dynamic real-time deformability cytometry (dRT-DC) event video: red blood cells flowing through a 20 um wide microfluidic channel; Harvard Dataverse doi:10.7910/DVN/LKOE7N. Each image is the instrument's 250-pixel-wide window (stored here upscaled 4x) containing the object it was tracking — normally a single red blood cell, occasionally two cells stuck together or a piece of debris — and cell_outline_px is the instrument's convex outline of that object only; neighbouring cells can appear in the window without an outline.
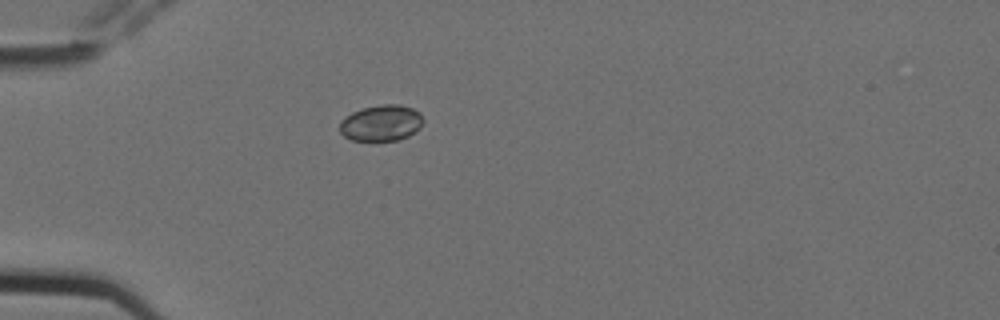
{"species": "Egyptian fruit bat (a non-hibernating species)", "species_latin": "Rousettus aegyptiacus", "temperature_condition": "cold", "stored_images_in_passage": 2, "camera_frame_rate_fps": 3000, "um_per_image_px": 0.085, "animal": {"sex": "female"}, "frame": {"image": 1, "passage_image": 1, "time_ms": 0.0, "image_size_px": [1000, 320], "cell_outline_px": [[424, 120], [420, 128], [408, 136], [396, 140], [352, 140], [344, 136], [340, 132], [340, 124], [352, 112], [364, 108], [380, 104], [400, 104], [412, 108], [420, 112]], "centroid_in_image_um": [32.45, 10.44], "position_along_channel_um": 52.6, "area_um2": 17.4}}